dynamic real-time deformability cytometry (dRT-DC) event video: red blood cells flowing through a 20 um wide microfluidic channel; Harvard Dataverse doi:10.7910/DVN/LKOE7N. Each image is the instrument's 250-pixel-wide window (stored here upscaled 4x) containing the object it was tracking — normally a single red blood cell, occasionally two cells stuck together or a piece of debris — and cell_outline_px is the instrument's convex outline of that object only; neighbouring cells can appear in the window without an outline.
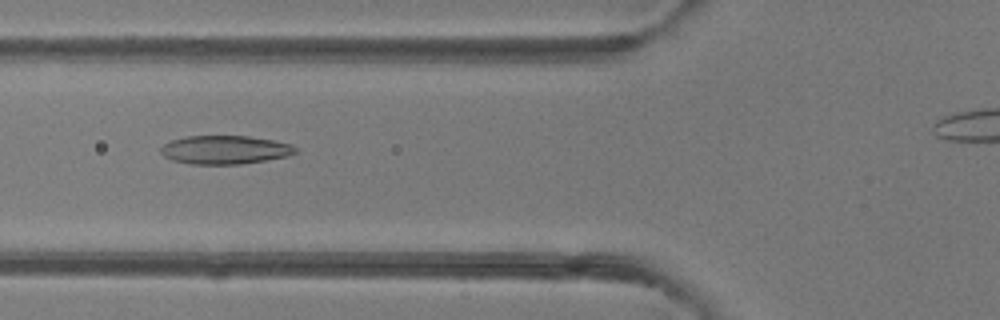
{"species": "common noctule bat (a hibernating species)", "species_latin": "Nyctalus noctula", "temperature_condition": "room temperature", "stored_images_in_passage": 4, "segment_of_instrument_passage": [1, 2], "camera_frame_rate_fps": 3000, "um_per_image_px": 0.085, "animal": {"sex": "female"}, "frame": {"image": 1, "passage_image": 3, "time_ms": 2.333, "image_size_px": [1000, 320], "cell_outline_px": [[296, 152], [288, 156], [268, 160], [240, 164], [192, 164], [172, 160], [164, 156], [160, 152], [160, 148], [164, 144], [172, 140], [188, 136], [248, 136], [272, 140], [292, 144], [296, 148]], "centroid_in_image_um": [19.12, 12.73], "position_along_channel_um": 106.7, "area_um2": 22.37}}